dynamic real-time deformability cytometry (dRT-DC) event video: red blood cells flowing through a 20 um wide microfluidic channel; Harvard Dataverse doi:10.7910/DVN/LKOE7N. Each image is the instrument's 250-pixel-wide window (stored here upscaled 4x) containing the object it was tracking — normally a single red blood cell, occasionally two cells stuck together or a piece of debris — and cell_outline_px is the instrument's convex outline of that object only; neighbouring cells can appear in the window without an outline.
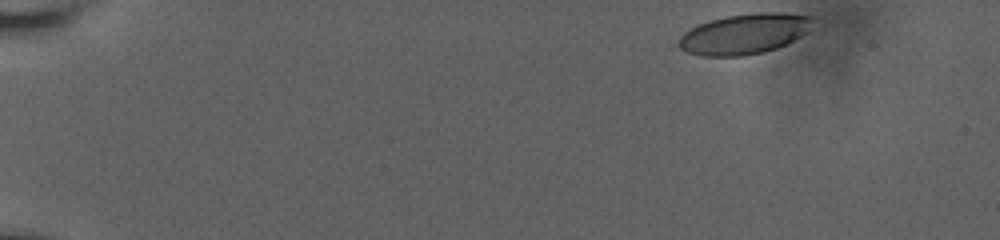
{"species": "human", "species_latin": "Homo sapiens", "temperature_condition": "room temperature", "stored_images_in_passage": 53, "camera_frame_rate_fps": 3000, "um_per_image_px": 0.085, "donor": {"sex": "male"}, "frame": {"image": 1, "passage_image": 1, "time_ms": 0.0, "image_size_px": [1000, 240], "cell_outline_px": [[812, 16], [808, 32], [776, 48], [764, 52], [744, 56], [704, 56], [688, 52], [680, 48], [676, 44], [676, 40], [688, 28], [696, 24], [724, 16], [752, 12], [784, 12]], "centroid_in_image_um": [63.2, 2.87], "position_along_channel_um": 21.8, "area_um2": 31.79}}
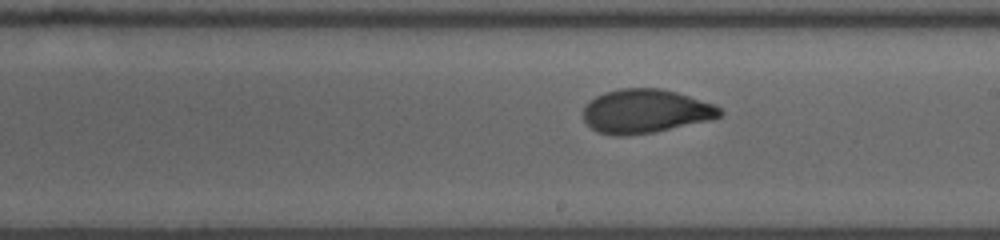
{"frame": {"image": 2, "passage_image": 29, "time_ms": 9.667, "image_size_px": [1000, 240], "cell_outline_px": [[724, 112], [720, 116], [712, 120], [656, 132], [628, 136], [616, 136], [596, 132], [584, 120], [584, 104], [588, 100], [604, 92], [620, 88], [660, 88], [676, 92], [716, 104]], "centroid_in_image_um": [54.87, 9.46], "position_along_channel_um": 234.1, "area_um2": 35.43}}
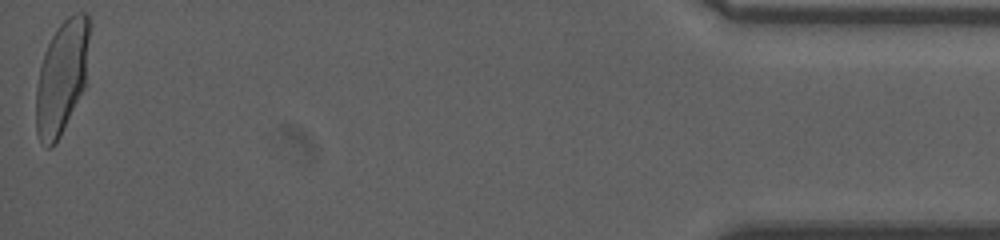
{"frame": {"image": 3, "passage_image": 52, "time_ms": 17.333, "image_size_px": [1000, 240], "cell_outline_px": [[92, 24], [84, 88], [56, 144], [48, 148], [44, 148], [36, 132], [36, 88], [40, 68], [44, 52], [56, 28], [68, 16], [76, 12], [88, 12]], "centroid_in_image_um": [5.28, 6.5], "position_along_channel_um": 429.9, "area_um2": 35.78}, "authors_computed_cell_mechanics": {"area_um2": 34.4488, "velocity_mm_per_s": 3.6352, "shape_relaxation_time_tau1_ms": 6.5391, "shape_relaxation_time_tau2_ms": null, "deformation_change_tau1": 0.1808, "deformation_change_tau2": null}}